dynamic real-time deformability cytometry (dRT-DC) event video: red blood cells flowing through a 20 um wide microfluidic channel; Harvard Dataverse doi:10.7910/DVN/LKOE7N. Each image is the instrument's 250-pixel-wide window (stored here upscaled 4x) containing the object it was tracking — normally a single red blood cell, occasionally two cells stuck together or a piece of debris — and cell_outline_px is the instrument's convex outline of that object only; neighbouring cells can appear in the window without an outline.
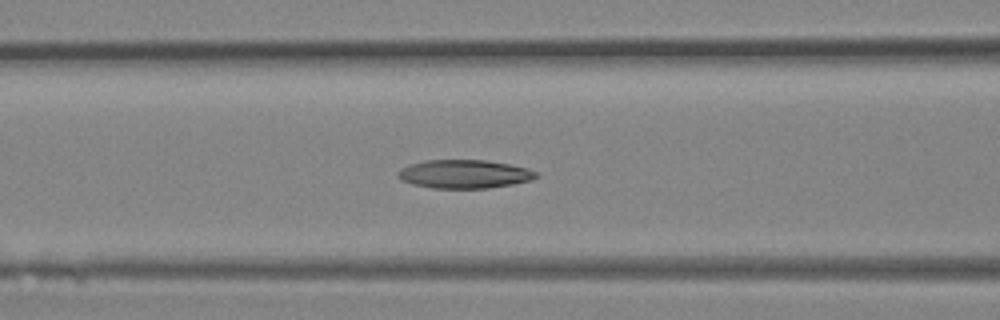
{"species": "Egyptian fruit bat (a non-hibernating species)", "species_latin": "Rousettus aegyptiacus", "temperature_condition": "room temperature", "stored_images_in_passage": 35, "camera_frame_rate_fps": 3000, "um_per_image_px": 0.085, "animal": {"sex": "female"}, "frame": {"image": 1, "passage_image": 14, "time_ms": 4.333, "image_size_px": [1000, 320], "cell_outline_px": [[540, 176], [532, 180], [512, 184], [488, 188], [432, 188], [412, 184], [400, 180], [396, 176], [396, 172], [400, 168], [424, 160], [484, 160], [508, 164], [540, 172]], "centroid_in_image_um": [39.45, 14.8], "position_along_channel_um": 127.2, "area_um2": 23.06}}
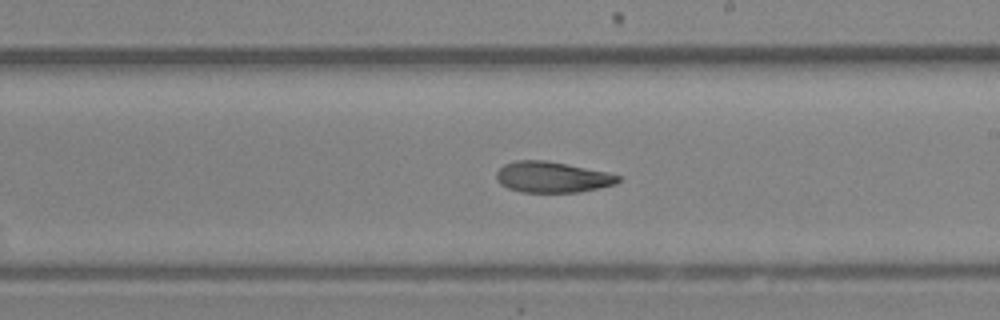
{"frame": {"image": 2, "passage_image": 20, "time_ms": 6.333, "image_size_px": [1000, 320], "cell_outline_px": [[620, 180], [616, 184], [580, 192], [520, 192], [508, 188], [500, 184], [496, 180], [496, 172], [504, 164], [516, 160], [548, 160], [568, 164], [604, 172], [620, 176]], "centroid_in_image_um": [46.89, 15.05], "position_along_channel_um": 242.1, "area_um2": 21.91}}
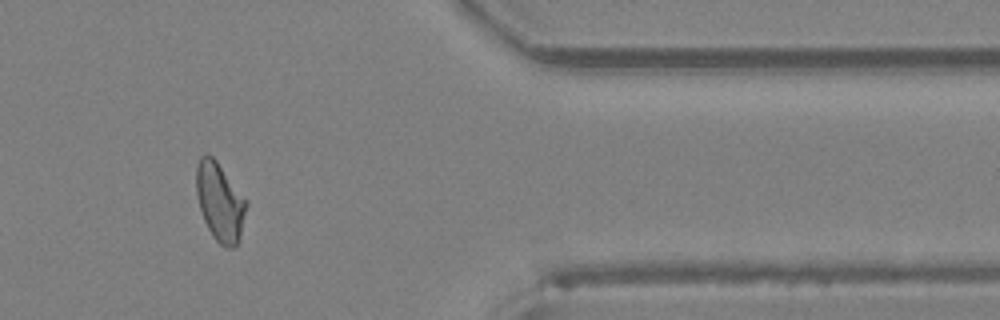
{"frame": {"image": 3, "passage_image": 29, "time_ms": 9.333, "image_size_px": [1000, 320], "cell_outline_px": [[248, 204], [240, 236], [236, 244], [232, 248], [228, 248], [220, 244], [212, 236], [204, 220], [200, 208], [196, 192], [196, 164], [200, 156], [204, 152], [212, 156], [216, 160], [248, 200]], "centroid_in_image_um": [18.69, 17.12], "position_along_channel_um": 392.7, "area_um2": 23.0}}